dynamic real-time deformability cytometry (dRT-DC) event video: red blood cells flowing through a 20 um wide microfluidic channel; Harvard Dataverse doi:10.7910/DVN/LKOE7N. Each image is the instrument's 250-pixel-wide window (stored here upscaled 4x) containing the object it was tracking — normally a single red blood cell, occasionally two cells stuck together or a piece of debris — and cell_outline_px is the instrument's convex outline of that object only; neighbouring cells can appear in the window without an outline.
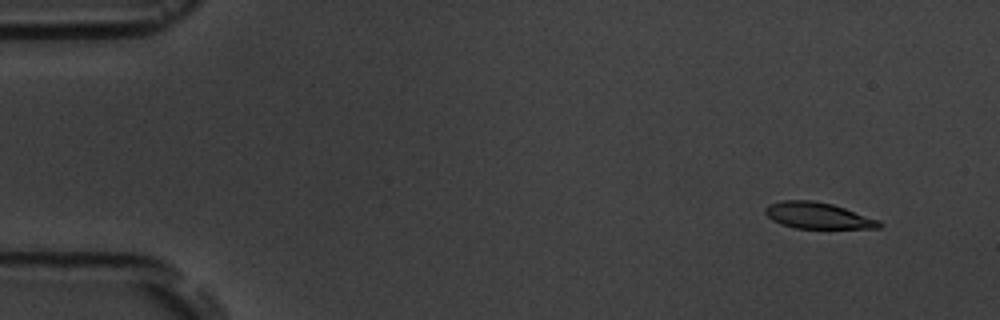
{"species": "common noctule bat (a hibernating species)", "species_latin": "Nyctalus noctula", "temperature_condition": "room temperature", "stored_images_in_passage": 5, "camera_frame_rate_fps": 3000, "um_per_image_px": 0.085, "animal": {"sex": "male", "body_mass_g": 19.5, "forearm_length_mm": 54.6}, "frame": {"image": 1, "passage_image": 2, "time_ms": 1.333, "image_size_px": [1000, 320], "cell_outline_px": [[884, 224], [880, 228], [796, 228], [780, 224], [772, 220], [764, 212], [764, 208], [768, 204], [780, 200], [812, 200], [832, 204], [880, 220]], "centroid_in_image_um": [69.5, 18.32], "position_along_channel_um": 15.5, "area_um2": 17.51}}